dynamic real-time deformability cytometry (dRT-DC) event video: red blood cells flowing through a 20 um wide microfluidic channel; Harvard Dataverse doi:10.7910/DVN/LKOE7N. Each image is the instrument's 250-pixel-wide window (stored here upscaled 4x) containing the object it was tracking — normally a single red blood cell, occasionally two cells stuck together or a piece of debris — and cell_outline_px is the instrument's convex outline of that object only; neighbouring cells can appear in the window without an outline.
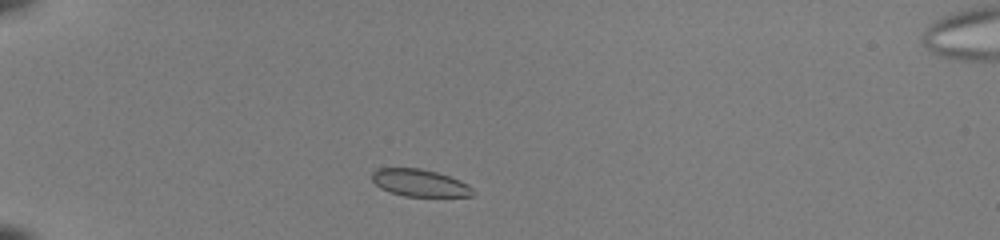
{"species": "common noctule bat (a hibernating species)", "species_latin": "Nyctalus noctula", "temperature_condition": "room temperature", "stored_images_in_passage": 37, "camera_frame_rate_fps": 3000, "um_per_image_px": 0.085, "animal": {"sex": "female", "body_mass_g": 22.0, "forearm_length_mm": 56.7}, "frame": {"image": 1, "passage_image": 1, "time_ms": 0.0, "image_size_px": [1000, 240], "cell_outline_px": [[476, 192], [472, 196], [404, 196], [380, 188], [372, 180], [372, 172], [376, 168], [420, 168], [436, 172], [460, 180], [468, 184]], "centroid_in_image_um": [35.68, 15.54], "position_along_channel_um": 49.3, "area_um2": 15.95}}
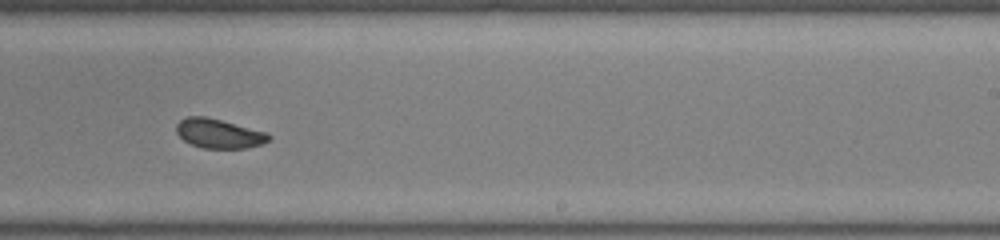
{"frame": {"image": 2, "passage_image": 20, "time_ms": 6.333, "image_size_px": [1000, 240], "cell_outline_px": [[272, 140], [264, 144], [248, 148], [204, 148], [192, 144], [184, 140], [176, 132], [176, 124], [180, 120], [188, 116], [204, 116], [268, 132], [272, 136]], "centroid_in_image_um": [18.66, 11.36], "position_along_channel_um": 270.3, "area_um2": 15.9}}
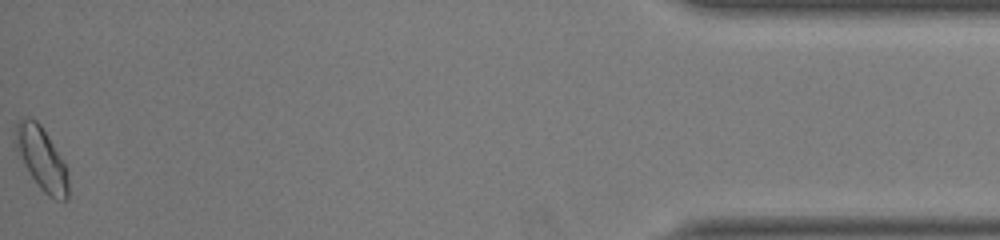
{"frame": {"image": 3, "passage_image": 37, "time_ms": 12.0, "image_size_px": [1000, 240], "cell_outline_px": [[68, 196], [64, 200], [56, 200], [48, 196], [40, 188], [32, 176], [12, 144], [16, 120], [28, 116], [36, 120], [40, 124], [68, 168]], "centroid_in_image_um": [3.5, 13.44], "position_along_channel_um": 431.7, "area_um2": 19.54}}